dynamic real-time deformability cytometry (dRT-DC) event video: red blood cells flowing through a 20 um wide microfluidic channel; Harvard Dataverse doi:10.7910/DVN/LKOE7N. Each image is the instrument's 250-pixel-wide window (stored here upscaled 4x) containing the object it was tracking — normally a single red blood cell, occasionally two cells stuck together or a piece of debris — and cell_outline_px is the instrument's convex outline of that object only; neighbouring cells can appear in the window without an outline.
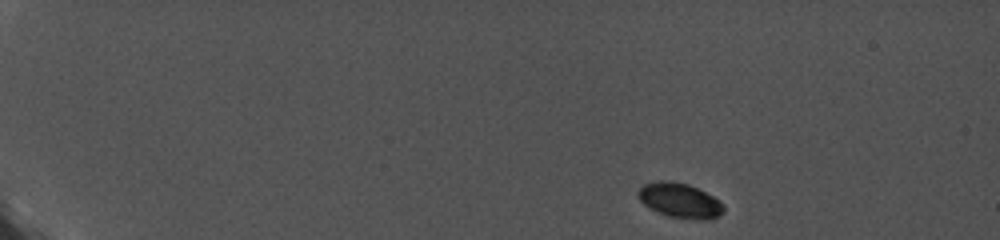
{"species": "common noctule bat (a hibernating species)", "species_latin": "Nyctalus noctula", "temperature_condition": "cold", "stored_images_in_passage": 27, "camera_frame_rate_fps": 5000, "um_per_image_px": 0.085, "animal": {"sex": "female", "body_mass_g": 19.0, "forearm_length_mm": 56.7}, "frame": {"image": 1, "passage_image": 1, "time_ms": 0.0, "image_size_px": [1000, 240], "cell_outline_px": [[724, 212], [708, 220], [700, 220], [668, 216], [648, 208], [636, 196], [636, 192], [644, 184], [660, 180], [668, 180], [688, 184], [720, 200], [724, 204]], "centroid_in_image_um": [57.76, 17.04], "position_along_channel_um": 27.2, "area_um2": 17.4}}
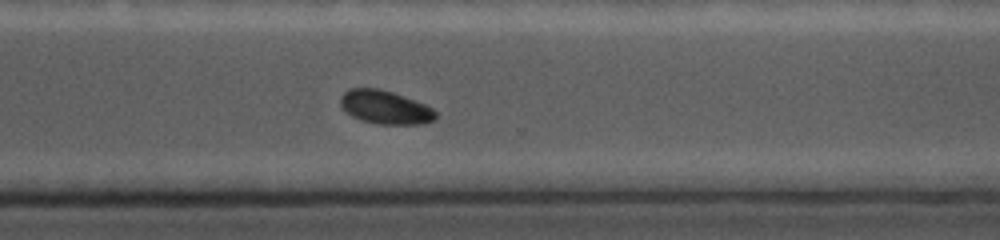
{"frame": {"image": 2, "passage_image": 27, "time_ms": 5.2, "image_size_px": [1000, 240], "cell_outline_px": [[436, 120], [424, 124], [376, 124], [360, 120], [352, 116], [340, 104], [340, 96], [344, 92], [352, 88], [380, 88], [392, 92], [424, 104], [432, 108], [436, 112]], "centroid_in_image_um": [32.75, 9.12], "position_along_channel_um": 337.9, "area_um2": 18.55}}